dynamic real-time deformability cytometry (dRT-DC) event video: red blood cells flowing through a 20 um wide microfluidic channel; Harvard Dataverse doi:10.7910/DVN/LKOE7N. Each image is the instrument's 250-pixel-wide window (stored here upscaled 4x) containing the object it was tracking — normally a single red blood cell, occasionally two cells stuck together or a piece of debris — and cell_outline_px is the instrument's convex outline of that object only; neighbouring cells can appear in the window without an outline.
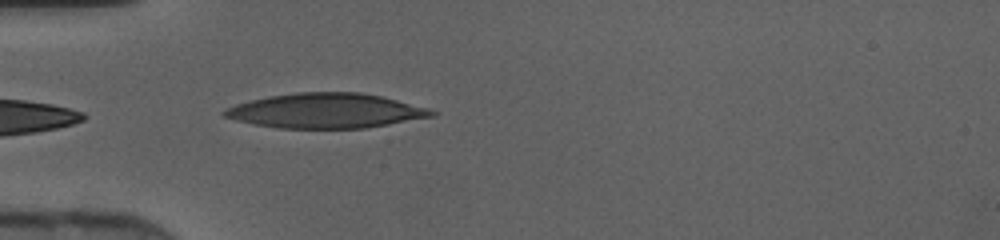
{"species": "human", "species_latin": "Homo sapiens", "temperature_condition": "cold", "stored_images_in_passage": 5, "camera_frame_rate_fps": 3000, "um_per_image_px": 0.085, "donor": {"sex": "female"}, "frame": {"image": 1, "passage_image": 1, "time_ms": 0.0, "image_size_px": [1000, 240], "cell_outline_px": [[440, 112], [436, 116], [364, 128], [276, 128], [252, 124], [236, 120], [224, 116], [220, 112], [236, 104], [268, 96], [296, 92], [360, 92], [380, 96], [428, 108]], "centroid_in_image_um": [27.7, 9.42], "position_along_channel_um": 57.3, "area_um2": 41.96}}